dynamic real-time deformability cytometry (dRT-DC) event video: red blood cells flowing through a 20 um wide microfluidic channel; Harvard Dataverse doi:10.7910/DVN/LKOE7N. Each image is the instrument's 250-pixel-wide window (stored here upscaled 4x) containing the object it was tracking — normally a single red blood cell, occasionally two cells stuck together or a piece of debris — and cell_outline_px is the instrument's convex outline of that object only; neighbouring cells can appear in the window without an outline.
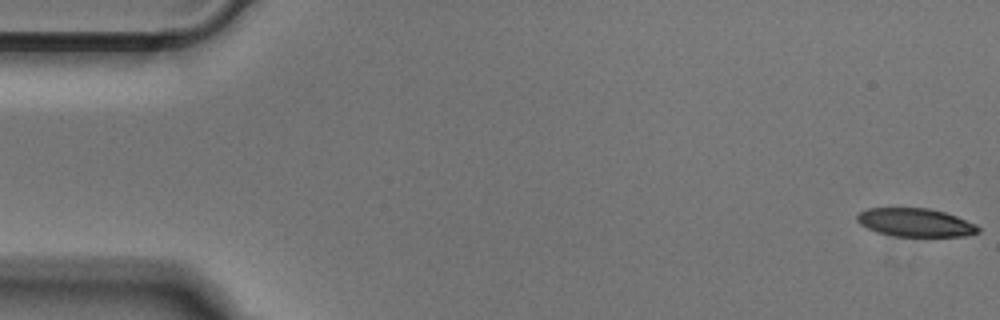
{"species": "Egyptian fruit bat (a non-hibernating species)", "species_latin": "Rousettus aegyptiacus", "temperature_condition": "cold", "stored_images_in_passage": 51, "camera_frame_rate_fps": 3000, "um_per_image_px": 0.085, "animal": {"sex": "male"}, "frame": {"image": 1, "passage_image": 1, "time_ms": 0.0, "image_size_px": [1000, 320], "cell_outline_px": [[980, 232], [964, 236], [896, 236], [876, 232], [860, 224], [856, 220], [856, 216], [860, 212], [868, 208], [928, 208], [944, 212], [956, 216], [976, 224], [980, 228]], "centroid_in_image_um": [77.81, 18.91], "position_along_channel_um": 7.2, "area_um2": 19.94}}
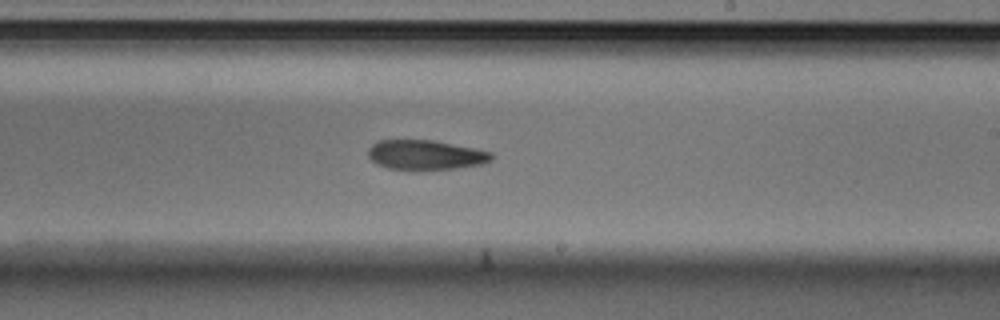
{"frame": {"image": 2, "passage_image": 30, "time_ms": 9.667, "image_size_px": [1000, 320], "cell_outline_px": [[492, 160], [480, 164], [456, 168], [416, 172], [388, 168], [376, 164], [368, 156], [368, 148], [376, 140], [432, 140], [476, 148], [492, 152]], "centroid_in_image_um": [36.13, 13.19], "position_along_channel_um": 252.9, "area_um2": 21.91}}
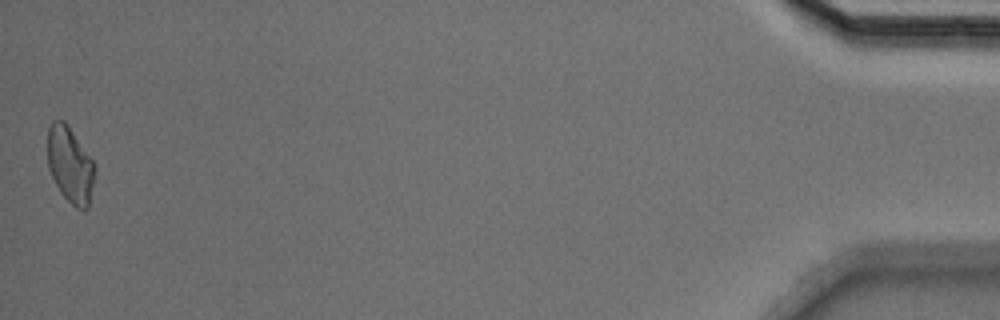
{"frame": {"image": 3, "passage_image": 51, "time_ms": 16.667, "image_size_px": [1000, 320], "cell_outline_px": [[96, 172], [88, 208], [76, 208], [60, 192], [48, 168], [48, 128], [52, 120], [64, 120], [68, 124], [92, 160], [96, 168]], "centroid_in_image_um": [5.96, 13.99], "position_along_channel_um": 429.2, "area_um2": 20.87}}